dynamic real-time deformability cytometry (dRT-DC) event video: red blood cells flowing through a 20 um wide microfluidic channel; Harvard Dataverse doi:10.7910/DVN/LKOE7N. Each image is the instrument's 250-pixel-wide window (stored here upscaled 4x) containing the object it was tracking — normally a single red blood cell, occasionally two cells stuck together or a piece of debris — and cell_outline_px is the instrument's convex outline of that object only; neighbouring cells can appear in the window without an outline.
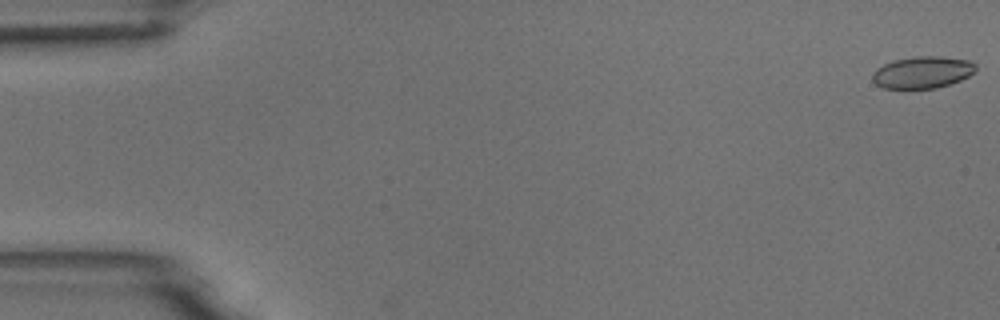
{"species": "common noctule bat (a hibernating species)", "species_latin": "Nyctalus noctula", "temperature_condition": "room temperature", "stored_images_in_passage": 11, "camera_frame_rate_fps": 3000, "um_per_image_px": 0.085, "animal": {"sex": "male", "body_mass_g": 18.8}, "frame": {"image": 1, "passage_image": 1, "time_ms": 0.0, "image_size_px": [1000, 320], "cell_outline_px": [[976, 68], [968, 76], [960, 80], [936, 88], [884, 88], [876, 84], [872, 80], [872, 72], [876, 68], [892, 60], [916, 56], [940, 56], [968, 60], [976, 64]], "centroid_in_image_um": [78.37, 6.13], "position_along_channel_um": 6.6, "area_um2": 19.13}}